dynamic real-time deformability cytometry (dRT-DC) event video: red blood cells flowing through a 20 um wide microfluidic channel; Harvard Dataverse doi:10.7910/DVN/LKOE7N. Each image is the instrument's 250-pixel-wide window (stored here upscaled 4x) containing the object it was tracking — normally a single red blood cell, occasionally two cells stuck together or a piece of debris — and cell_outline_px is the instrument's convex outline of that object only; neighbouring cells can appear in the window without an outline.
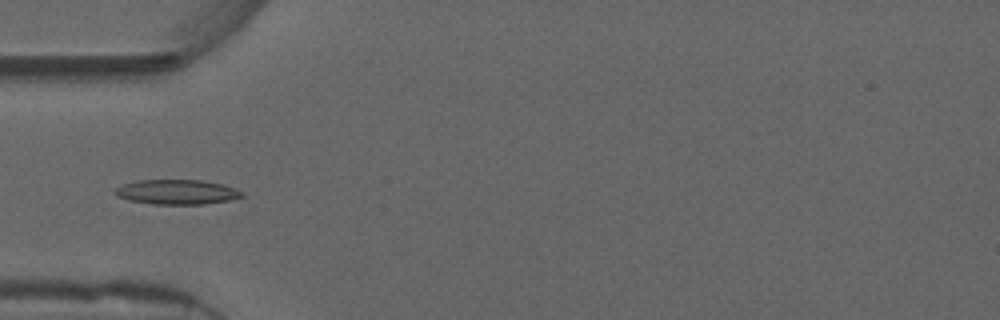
{"species": "common noctule bat (a hibernating species)", "species_latin": "Nyctalus noctula", "temperature_condition": "warm", "stored_images_in_passage": 3, "camera_frame_rate_fps": 3000, "um_per_image_px": 0.085, "animal": {"sex": "male", "forearm_length_mm": 52.5}, "frame": {"image": 1, "passage_image": 1, "time_ms": 0.0, "image_size_px": [1000, 320], "cell_outline_px": [[244, 196], [228, 200], [204, 204], [152, 204], [128, 200], [116, 196], [112, 192], [116, 188], [124, 184], [136, 180], [200, 180], [224, 184], [244, 192]], "centroid_in_image_um": [15.01, 16.32], "position_along_channel_um": 70.0, "area_um2": 18.38}}